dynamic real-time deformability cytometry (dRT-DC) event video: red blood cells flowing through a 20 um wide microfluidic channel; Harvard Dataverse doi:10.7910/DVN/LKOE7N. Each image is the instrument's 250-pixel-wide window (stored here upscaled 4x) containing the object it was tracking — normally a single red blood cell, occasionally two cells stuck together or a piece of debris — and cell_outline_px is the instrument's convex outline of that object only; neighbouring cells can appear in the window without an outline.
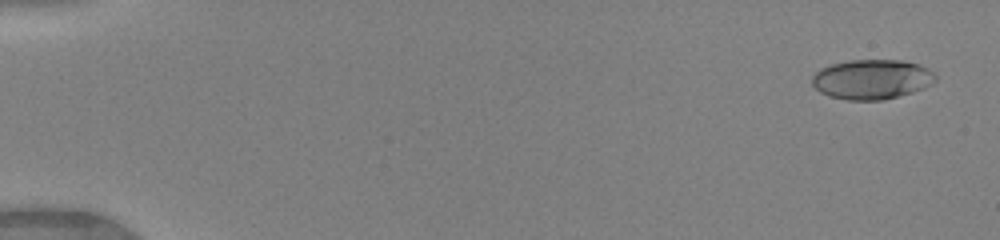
{"species": "human", "species_latin": "Homo sapiens", "temperature_condition": "warm", "stored_images_in_passage": 49, "camera_frame_rate_fps": 3000, "um_per_image_px": 0.085, "donor": {"sex": "female"}, "frame": {"image": 1, "passage_image": 2, "time_ms": 0.333, "image_size_px": [1000, 240], "cell_outline_px": [[936, 80], [924, 88], [912, 92], [880, 100], [848, 100], [828, 96], [820, 92], [812, 84], [812, 76], [820, 68], [832, 64], [852, 60], [900, 60], [920, 64], [928, 68], [936, 76]], "centroid_in_image_um": [74.09, 6.74], "position_along_channel_um": 10.9, "area_um2": 28.5}}
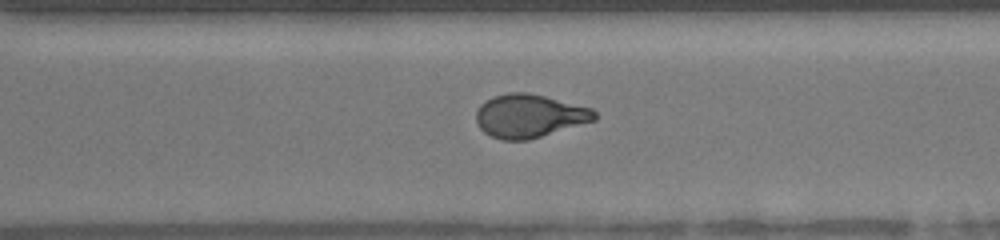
{"frame": {"image": 2, "passage_image": 36, "time_ms": 11.667, "image_size_px": [1000, 240], "cell_outline_px": [[596, 120], [528, 140], [504, 140], [492, 136], [484, 132], [480, 128], [476, 120], [476, 112], [480, 104], [492, 96], [508, 92], [528, 92], [592, 108], [596, 112]], "centroid_in_image_um": [44.98, 9.84], "position_along_channel_um": 325.6, "area_um2": 29.82}}
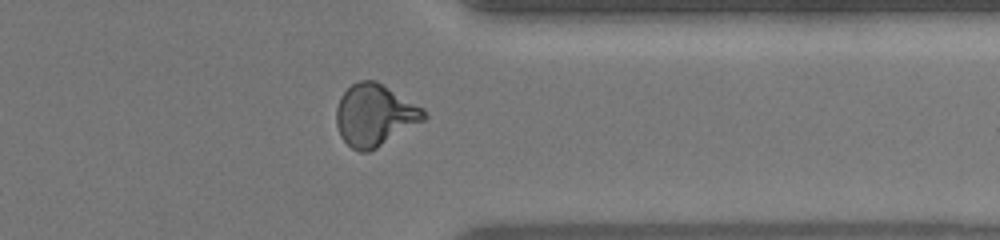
{"frame": {"image": 3, "passage_image": 40, "time_ms": 13.0, "image_size_px": [1000, 240], "cell_outline_px": [[428, 116], [424, 120], [376, 148], [368, 152], [360, 152], [352, 148], [340, 136], [336, 124], [336, 108], [340, 96], [352, 84], [360, 80], [376, 80], [424, 108]], "centroid_in_image_um": [31.84, 9.77], "position_along_channel_um": 379.6, "area_um2": 31.5}, "authors_computed_cell_mechanics": {"area_um2": 29.6514, "velocity_mm_per_s": 4.1702, "shape_relaxation_time_tau1_ms": 10.7078, "shape_relaxation_time_tau2_ms": 1.2394, "deformation_change_tau1": 0.3095, "deformation_change_tau2": 0.0767}}